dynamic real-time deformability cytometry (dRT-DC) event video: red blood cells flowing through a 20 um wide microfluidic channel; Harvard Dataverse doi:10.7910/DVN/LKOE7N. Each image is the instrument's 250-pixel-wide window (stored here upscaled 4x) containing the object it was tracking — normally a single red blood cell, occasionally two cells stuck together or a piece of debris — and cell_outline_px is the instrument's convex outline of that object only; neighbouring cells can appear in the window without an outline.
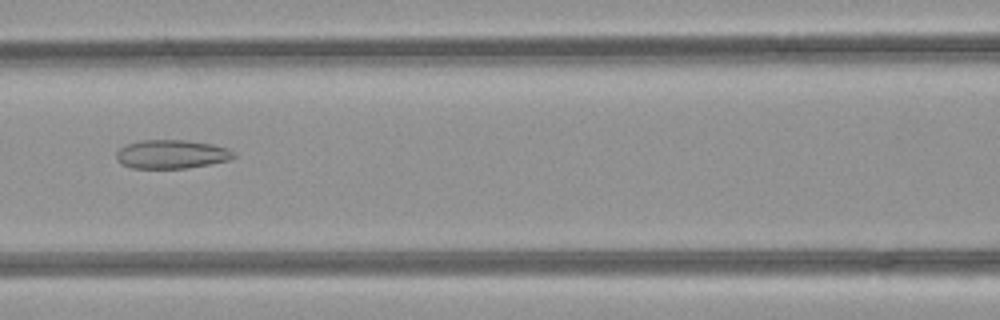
{"species": "common noctule bat (a hibernating species)", "species_latin": "Nyctalus noctula", "temperature_condition": "room temperature", "stored_images_in_passage": 34, "camera_frame_rate_fps": 3000, "um_per_image_px": 0.085, "animal": {"sex": "female", "body_mass_g": 21.9}, "frame": {"image": 1, "passage_image": 10, "time_ms": 3.0, "image_size_px": [1000, 320], "cell_outline_px": [[236, 156], [228, 160], [188, 168], [132, 168], [120, 164], [116, 160], [116, 152], [120, 148], [128, 144], [140, 140], [188, 140], [212, 144], [228, 148], [236, 152]], "centroid_in_image_um": [14.58, 13.1], "position_along_channel_um": 152.0, "area_um2": 19.77}}
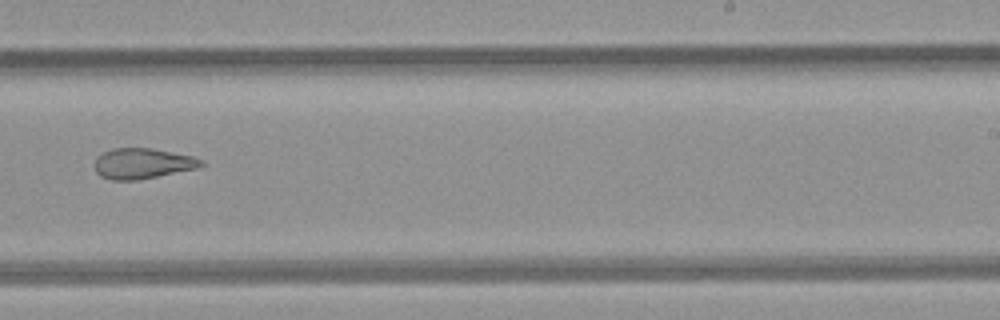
{"frame": {"image": 2, "passage_image": 19, "time_ms": 6.0, "image_size_px": [1000, 320], "cell_outline_px": [[204, 164], [196, 168], [136, 180], [112, 180], [100, 176], [96, 172], [96, 156], [112, 148], [152, 148], [192, 156], [204, 160]], "centroid_in_image_um": [12.1, 13.88], "position_along_channel_um": 276.9, "area_um2": 18.73}}
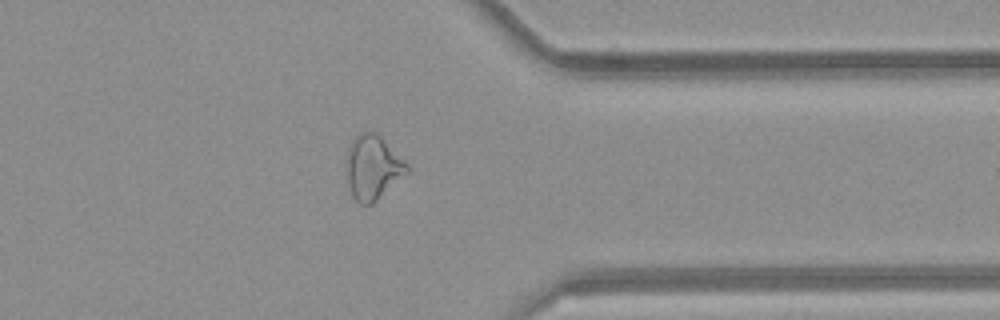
{"frame": {"image": 3, "passage_image": 27, "time_ms": 8.667, "image_size_px": [1000, 320], "cell_outline_px": [[408, 172], [372, 204], [360, 204], [352, 196], [344, 164], [348, 148], [352, 140], [364, 128], [376, 132], [408, 164]], "centroid_in_image_um": [31.65, 14.19], "position_along_channel_um": 379.8, "area_um2": 22.77}, "authors_computed_cell_mechanics": {"area_um2": 20.4612, "velocity_mm_per_s": 4.1709, "shape_relaxation_time_tau1_ms": null, "shape_relaxation_time_tau2_ms": 3.4339, "deformation_change_tau1": null, "deformation_change_tau2": 0.1428}}